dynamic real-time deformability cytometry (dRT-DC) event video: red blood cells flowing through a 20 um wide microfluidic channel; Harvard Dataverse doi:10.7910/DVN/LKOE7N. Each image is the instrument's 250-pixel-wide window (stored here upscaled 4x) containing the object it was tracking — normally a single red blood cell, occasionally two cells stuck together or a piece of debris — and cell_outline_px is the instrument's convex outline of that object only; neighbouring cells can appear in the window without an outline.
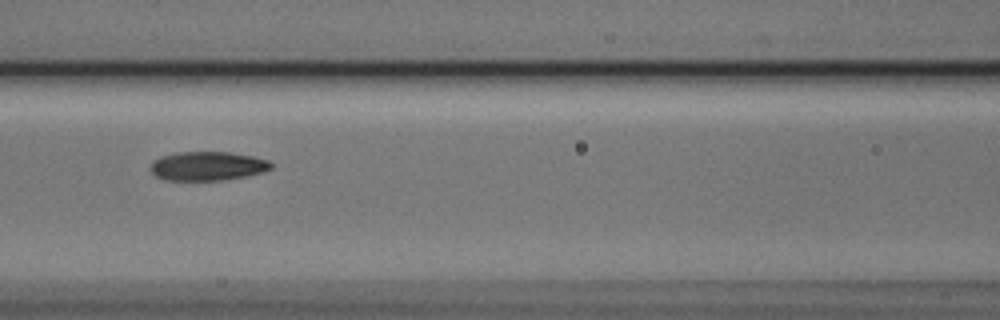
{"species": "Egyptian fruit bat (a non-hibernating species)", "species_latin": "Rousettus aegyptiacus", "temperature_condition": "cold", "stored_images_in_passage": 9, "camera_frame_rate_fps": 3000, "um_per_image_px": 0.085, "animal": {"sex": "male"}, "frame": {"image": 1, "passage_image": 7, "time_ms": 2.0, "image_size_px": [1000, 320], "cell_outline_px": [[272, 168], [248, 176], [220, 180], [164, 180], [156, 176], [152, 172], [152, 160], [160, 156], [176, 152], [228, 152], [252, 156], [268, 160], [272, 164]], "centroid_in_image_um": [17.62, 14.11], "position_along_channel_um": 149.0, "area_um2": 20.29}}
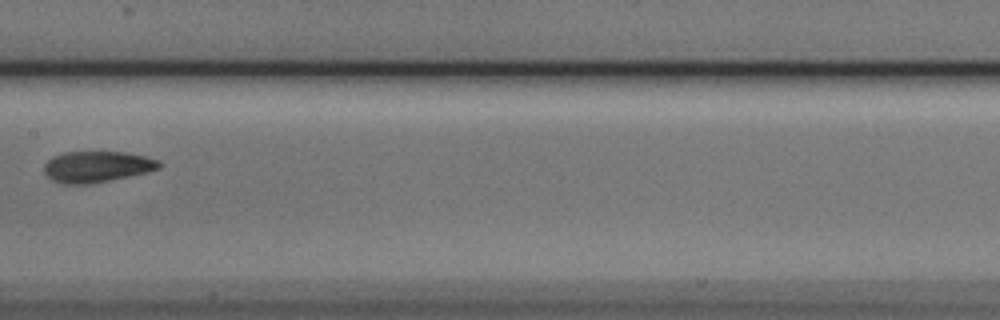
{"frame": {"image": 2, "passage_image": 8, "time_ms": 2.333, "image_size_px": [1000, 320], "cell_outline_px": [[160, 168], [148, 172], [88, 184], [64, 184], [52, 180], [44, 172], [44, 164], [52, 156], [64, 152], [124, 152], [148, 156], [160, 160]], "centroid_in_image_um": [8.24, 14.16], "position_along_channel_um": 199.2, "area_um2": 20.87}}
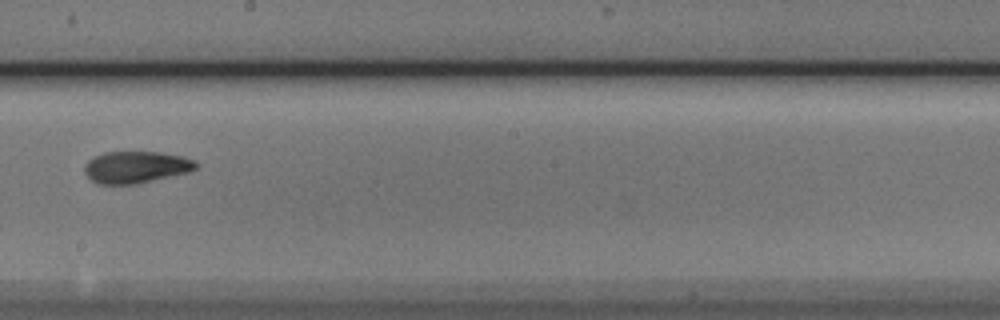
{"frame": {"image": 3, "passage_image": 9, "time_ms": 2.667, "image_size_px": [1000, 320], "cell_outline_px": [[200, 164], [196, 168], [188, 172], [136, 184], [100, 184], [92, 180], [84, 172], [84, 164], [92, 156], [104, 152], [160, 152], [184, 156], [196, 160]], "centroid_in_image_um": [11.57, 14.19], "position_along_channel_um": 236.6, "area_um2": 20.87}}